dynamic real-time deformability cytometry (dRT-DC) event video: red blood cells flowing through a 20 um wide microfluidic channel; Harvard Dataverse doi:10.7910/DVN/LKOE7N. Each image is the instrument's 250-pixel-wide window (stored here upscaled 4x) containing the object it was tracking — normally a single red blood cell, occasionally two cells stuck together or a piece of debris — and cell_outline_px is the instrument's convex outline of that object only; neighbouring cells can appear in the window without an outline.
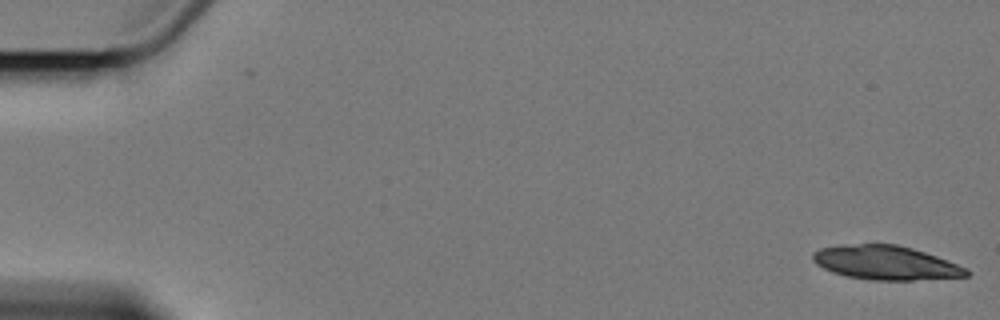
{"species": "Egyptian fruit bat (a non-hibernating species)", "species_latin": "Rousettus aegyptiacus", "temperature_condition": "cold", "stored_images_in_passage": 7, "camera_frame_rate_fps": 3000, "um_per_image_px": 0.085, "animal": {"sex": "female"}, "frame": {"image": 1, "passage_image": 1, "time_ms": 0.0, "image_size_px": [1000, 320], "cell_outline_px": [[972, 272], [968, 276], [912, 280], [872, 280], [848, 276], [832, 272], [816, 264], [812, 260], [812, 252], [820, 248], [860, 244], [896, 244], [912, 248], [936, 256], [968, 268]], "centroid_in_image_um": [75.31, 22.34], "position_along_channel_um": 9.7, "area_um2": 30.23}}
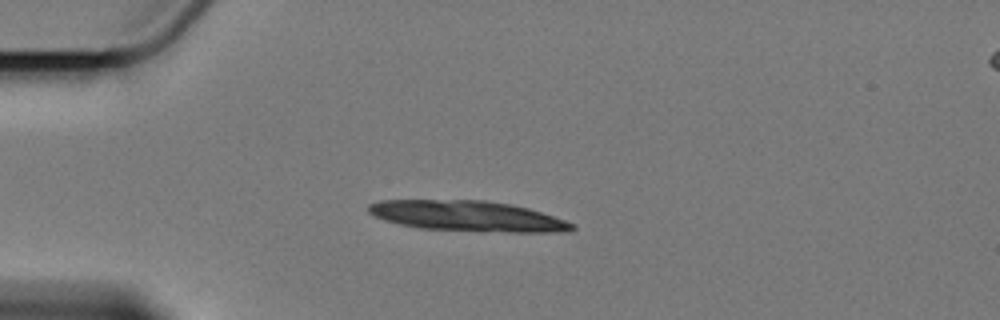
{"frame": {"image": 2, "passage_image": 5, "time_ms": 4.667, "image_size_px": [1000, 320], "cell_outline_px": [[576, 228], [568, 232], [480, 232], [420, 228], [400, 224], [384, 220], [368, 212], [368, 204], [380, 200], [484, 200], [508, 204], [528, 208], [576, 224]], "centroid_in_image_um": [39.75, 18.38], "position_along_channel_um": 45.2, "area_um2": 36.3}}